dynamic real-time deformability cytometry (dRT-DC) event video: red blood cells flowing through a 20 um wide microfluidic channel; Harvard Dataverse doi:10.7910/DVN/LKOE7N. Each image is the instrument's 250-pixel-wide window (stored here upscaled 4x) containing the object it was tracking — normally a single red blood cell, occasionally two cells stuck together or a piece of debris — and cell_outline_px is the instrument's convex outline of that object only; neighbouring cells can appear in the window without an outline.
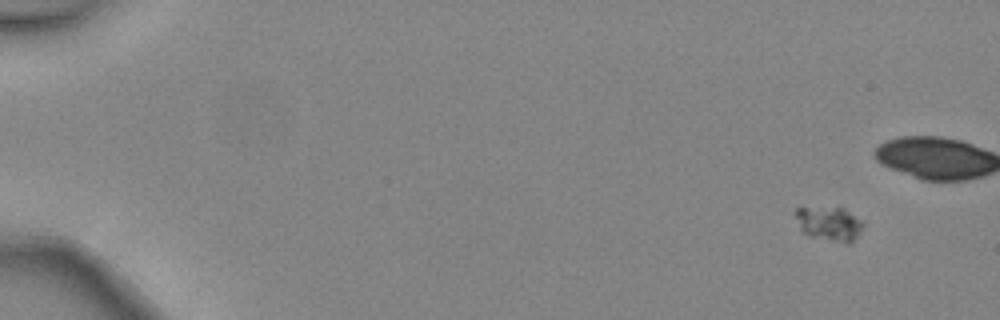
{"species": "common noctule bat (a hibernating species)", "species_latin": "Nyctalus noctula", "temperature_condition": "warm", "stored_images_in_passage": 6, "camera_frame_rate_fps": 3000, "um_per_image_px": 0.085, "animal": {"sex": "female", "body_mass_g": 24.6, "forearm_length_mm": 56.2}, "frame": {"image": 1, "passage_image": 1, "time_ms": 0.0, "image_size_px": [1000, 320], "cell_outline_px": [[864, 224], [860, 232], [848, 244], [808, 236], [800, 228], [792, 212], [796, 208], [844, 208], [860, 220]], "centroid_in_image_um": [70.44, 19.02], "position_along_channel_um": 14.6, "area_um2": 13.35}}